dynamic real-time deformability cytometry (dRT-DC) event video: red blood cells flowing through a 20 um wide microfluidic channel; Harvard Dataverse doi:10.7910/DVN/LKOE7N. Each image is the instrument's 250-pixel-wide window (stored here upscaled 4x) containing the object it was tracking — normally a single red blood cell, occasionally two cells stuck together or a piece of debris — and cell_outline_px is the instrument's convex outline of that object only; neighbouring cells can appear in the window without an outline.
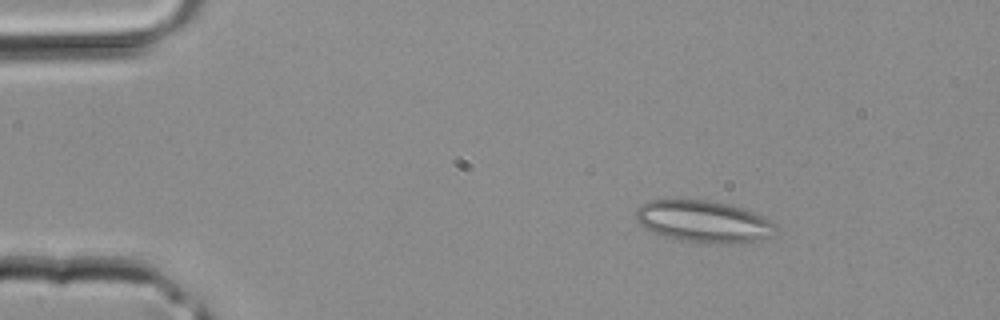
{"species": "common noctule bat (a hibernating species)", "species_latin": "Nyctalus noctula", "temperature_condition": "room temperature", "stored_images_in_passage": 39, "segment_of_instrument_passage": [1, 2], "camera_frame_rate_fps": 3000, "um_per_image_px": 0.085, "animal": {"sex": "male", "body_mass_g": 20.4}, "frame": {"image": 1, "passage_image": 6, "time_ms": 1.667, "image_size_px": [1000, 320], "cell_outline_px": [[780, 228], [768, 236], [744, 244], [724, 244], [684, 240], [664, 236], [652, 232], [644, 228], [636, 220], [636, 208], [640, 204], [648, 200], [708, 200], [728, 204], [752, 212], [772, 220]], "centroid_in_image_um": [59.81, 18.83], "position_along_channel_um": 25.2, "area_um2": 34.1}}